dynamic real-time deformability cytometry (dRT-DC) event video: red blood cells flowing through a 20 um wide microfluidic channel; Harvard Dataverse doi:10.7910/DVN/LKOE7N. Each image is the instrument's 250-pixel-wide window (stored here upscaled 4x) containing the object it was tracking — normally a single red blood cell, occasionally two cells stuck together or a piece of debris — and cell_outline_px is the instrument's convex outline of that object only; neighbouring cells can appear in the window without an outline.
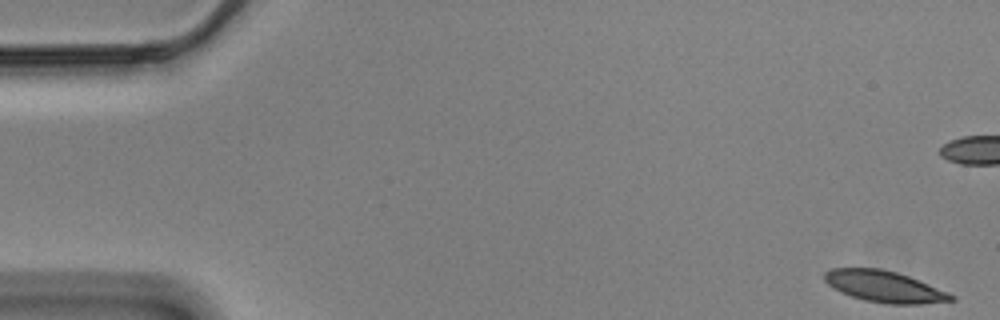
{"species": "Egyptian fruit bat (a non-hibernating species)", "species_latin": "Rousettus aegyptiacus", "temperature_condition": "cold", "stored_images_in_passage": 49, "camera_frame_rate_fps": 3000, "um_per_image_px": 0.085, "animal": {"sex": "male"}, "frame": {"image": 1, "passage_image": 1, "time_ms": 0.0, "image_size_px": [1000, 320], "cell_outline_px": [[956, 300], [920, 304], [888, 304], [864, 300], [840, 292], [828, 284], [824, 280], [824, 272], [832, 268], [880, 268], [896, 272], [908, 276], [948, 292], [956, 296]], "centroid_in_image_um": [75.17, 24.36], "position_along_channel_um": 9.8, "area_um2": 23.06}}
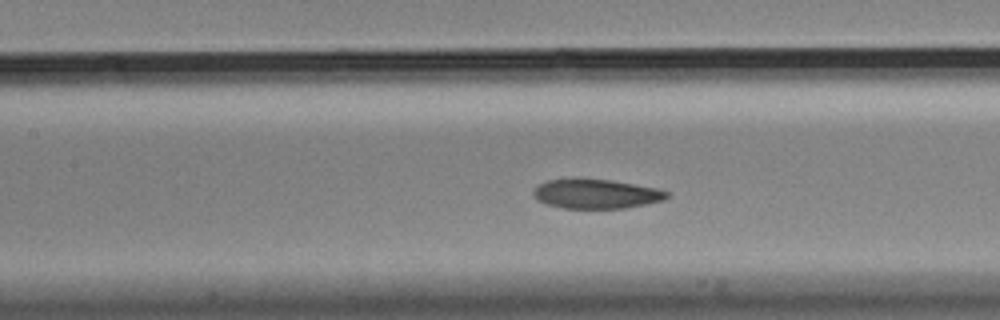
{"frame": {"image": 2, "passage_image": 25, "time_ms": 8.0, "image_size_px": [1000, 320], "cell_outline_px": [[668, 196], [664, 200], [624, 208], [564, 208], [548, 204], [536, 200], [532, 192], [540, 184], [548, 180], [612, 180], [656, 188], [668, 192]], "centroid_in_image_um": [50.68, 16.49], "position_along_channel_um": 156.7, "area_um2": 22.25}}
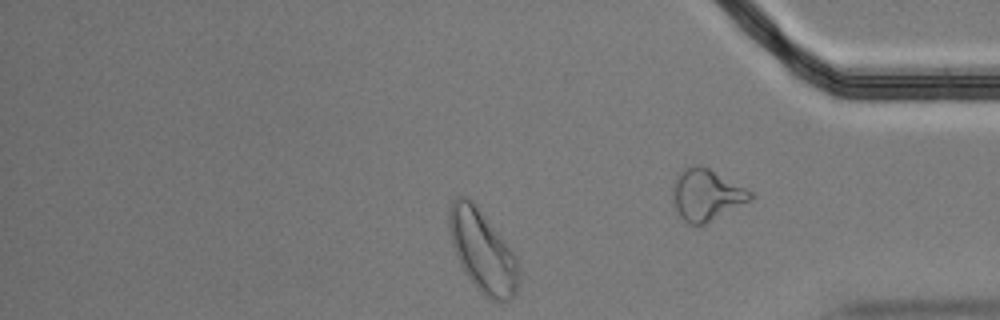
{"frame": {"image": 3, "passage_image": 48, "time_ms": 15.667, "image_size_px": [1000, 320], "cell_outline_px": [[520, 284], [516, 292], [508, 300], [492, 300], [484, 296], [480, 292], [468, 276], [460, 264], [456, 256], [448, 232], [448, 208], [452, 200], [456, 196], [468, 196], [476, 204], [504, 240], [516, 256], [520, 268]], "centroid_in_image_um": [41.0, 21.32], "position_along_channel_um": 394.2, "area_um2": 33.52}, "authors_computed_cell_mechanics": {"area_um2": 23.987, "velocity_mm_per_s": 3.4582, "shape_relaxation_time_tau1_ms": 4.134, "shape_relaxation_time_tau2_ms": 4.7011, "deformation_change_tau1": 0.1273, "deformation_change_tau2": 0.1037}}